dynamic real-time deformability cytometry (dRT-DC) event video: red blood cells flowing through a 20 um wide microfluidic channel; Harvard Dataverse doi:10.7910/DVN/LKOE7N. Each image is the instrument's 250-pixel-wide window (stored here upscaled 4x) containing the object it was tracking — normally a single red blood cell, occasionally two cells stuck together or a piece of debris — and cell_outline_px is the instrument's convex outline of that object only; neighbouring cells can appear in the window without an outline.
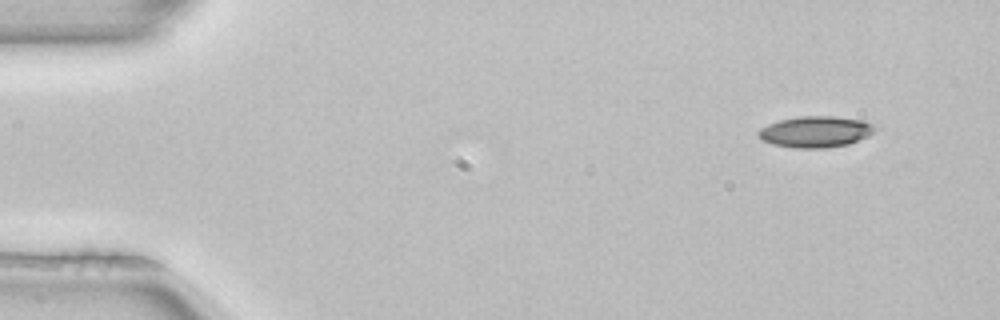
{"species": "common noctule bat (a hibernating species)", "species_latin": "Nyctalus noctula", "temperature_condition": "room temperature", "stored_images_in_passage": 3, "camera_frame_rate_fps": 3000, "um_per_image_px": 0.085, "animal": {"sex": "female", "body_mass_g": 22.7, "forearm_length_mm": 54.2}, "frame": {"image": 1, "passage_image": 1, "time_ms": 0.0, "image_size_px": [1000, 320], "cell_outline_px": [[876, 128], [868, 136], [848, 144], [824, 148], [792, 148], [772, 144], [760, 140], [756, 132], [760, 128], [768, 124], [780, 120], [800, 116], [832, 116], [864, 120], [872, 124]], "centroid_in_image_um": [69.27, 11.2], "position_along_channel_um": 15.7, "area_um2": 21.27}}